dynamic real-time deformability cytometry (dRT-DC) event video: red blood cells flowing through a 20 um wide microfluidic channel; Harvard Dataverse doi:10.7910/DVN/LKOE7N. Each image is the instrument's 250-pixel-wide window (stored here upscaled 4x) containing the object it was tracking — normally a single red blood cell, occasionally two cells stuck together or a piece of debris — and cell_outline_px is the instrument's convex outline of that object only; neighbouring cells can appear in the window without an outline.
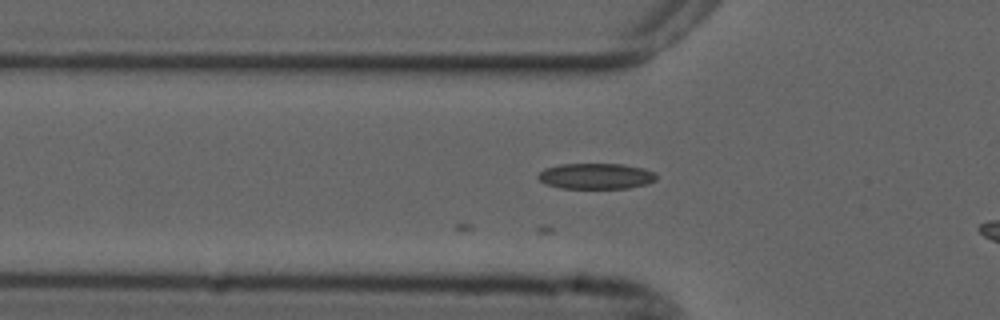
{"species": "common noctule bat (a hibernating species)", "species_latin": "Nyctalus noctula", "temperature_condition": "cold", "stored_images_in_passage": 35, "camera_frame_rate_fps": 3000, "um_per_image_px": 0.085, "animal": {"sex": "male", "forearm_length_mm": 52.5}, "frame": {"image": 1, "passage_image": 11, "time_ms": 3.333, "image_size_px": [1000, 320], "cell_outline_px": [[656, 180], [648, 184], [628, 188], [560, 188], [548, 184], [540, 180], [536, 176], [544, 168], [560, 164], [620, 164], [644, 168], [656, 172]], "centroid_in_image_um": [50.68, 14.97], "position_along_channel_um": 75.1, "area_um2": 17.8}}
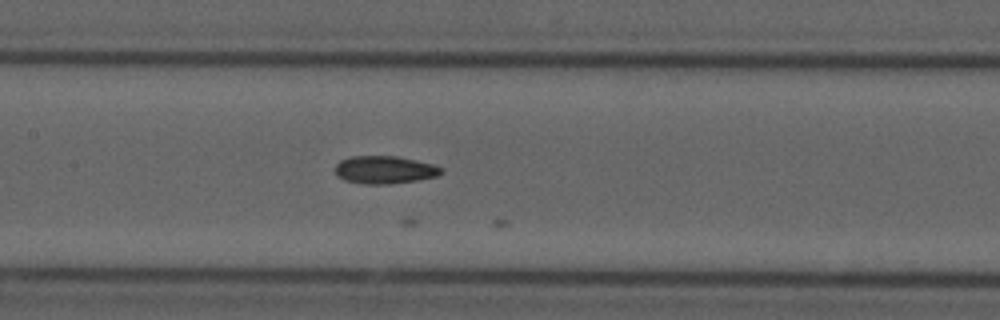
{"frame": {"image": 2, "passage_image": 19, "time_ms": 6.0, "image_size_px": [1000, 320], "cell_outline_px": [[444, 172], [436, 176], [416, 180], [388, 184], [364, 184], [344, 180], [336, 176], [336, 164], [340, 160], [352, 156], [396, 156], [432, 164], [444, 168]], "centroid_in_image_um": [32.68, 14.43], "position_along_channel_um": 174.7, "area_um2": 17.11}}
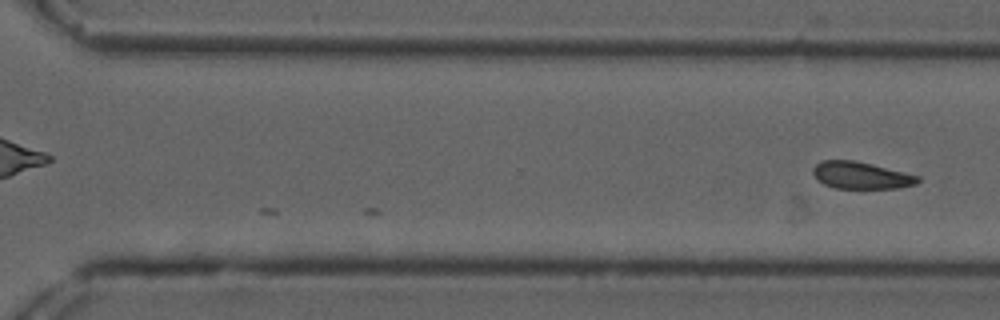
{"frame": {"image": 3, "passage_image": 35, "time_ms": 11.333, "image_size_px": [1000, 320], "cell_outline_px": [[920, 180], [916, 184], [900, 188], [836, 188], [824, 184], [816, 180], [812, 172], [812, 168], [820, 160], [852, 160], [872, 164], [920, 176]], "centroid_in_image_um": [73.16, 14.9], "position_along_channel_um": 297.4, "area_um2": 16.59}}